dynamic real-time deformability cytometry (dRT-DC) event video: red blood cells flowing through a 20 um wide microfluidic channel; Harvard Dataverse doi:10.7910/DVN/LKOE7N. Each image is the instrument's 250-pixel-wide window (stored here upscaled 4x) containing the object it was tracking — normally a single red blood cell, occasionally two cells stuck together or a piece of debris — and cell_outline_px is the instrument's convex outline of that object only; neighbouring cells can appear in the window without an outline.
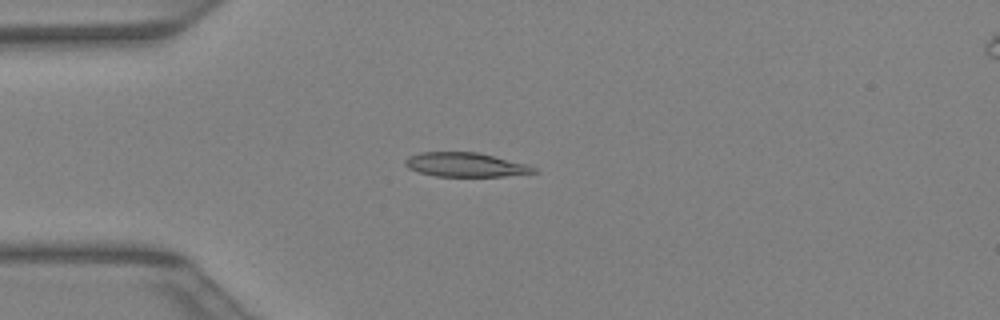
{"species": "Egyptian fruit bat (a non-hibernating species)", "species_latin": "Rousettus aegyptiacus", "temperature_condition": "warm", "stored_images_in_passage": 38, "camera_frame_rate_fps": 3000, "um_per_image_px": 0.085, "animal": {"sex": "female"}, "frame": {"image": 1, "passage_image": 11, "time_ms": 3.333, "image_size_px": [1000, 320], "cell_outline_px": [[536, 172], [504, 176], [436, 176], [420, 172], [408, 168], [404, 164], [404, 160], [408, 156], [420, 152], [476, 152], [528, 164], [536, 168]], "centroid_in_image_um": [39.53, 13.99], "position_along_channel_um": 45.5, "area_um2": 17.98}}
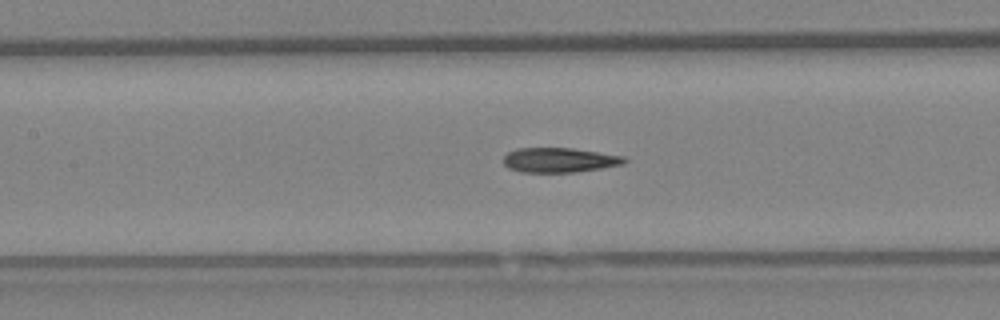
{"frame": {"image": 2, "passage_image": 19, "time_ms": 6.0, "image_size_px": [1000, 320], "cell_outline_px": [[628, 160], [624, 164], [576, 172], [520, 172], [508, 168], [504, 164], [504, 156], [508, 152], [516, 148], [572, 148], [624, 156]], "centroid_in_image_um": [47.54, 13.6], "position_along_channel_um": 159.9, "area_um2": 17.4}}
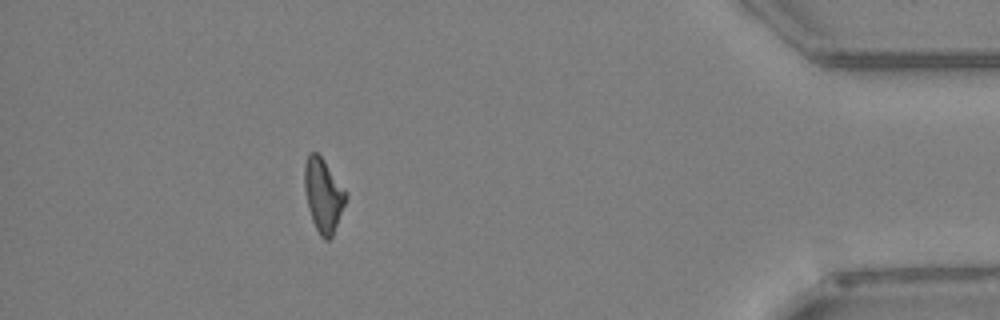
{"frame": {"image": 3, "passage_image": 37, "time_ms": 12.0, "image_size_px": [1000, 320], "cell_outline_px": [[348, 196], [332, 236], [328, 240], [324, 240], [320, 236], [312, 220], [308, 208], [304, 188], [304, 164], [308, 152], [316, 152], [324, 160], [348, 192]], "centroid_in_image_um": [27.48, 16.56], "position_along_channel_um": 407.7, "area_um2": 17.86}}